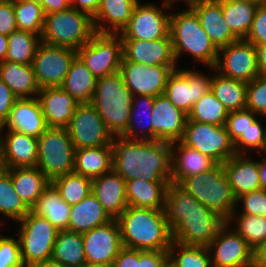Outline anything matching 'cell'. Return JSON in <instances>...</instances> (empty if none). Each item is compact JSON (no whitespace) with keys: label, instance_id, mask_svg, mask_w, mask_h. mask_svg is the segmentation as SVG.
Here are the masks:
<instances>
[{"label":"cell","instance_id":"cell-1","mask_svg":"<svg viewBox=\"0 0 266 267\" xmlns=\"http://www.w3.org/2000/svg\"><path fill=\"white\" fill-rule=\"evenodd\" d=\"M174 241L184 245L208 246L226 223L177 183H169L164 207Z\"/></svg>","mask_w":266,"mask_h":267},{"label":"cell","instance_id":"cell-2","mask_svg":"<svg viewBox=\"0 0 266 267\" xmlns=\"http://www.w3.org/2000/svg\"><path fill=\"white\" fill-rule=\"evenodd\" d=\"M112 169L125 181L144 178L171 183V143L113 137Z\"/></svg>","mask_w":266,"mask_h":267},{"label":"cell","instance_id":"cell-3","mask_svg":"<svg viewBox=\"0 0 266 267\" xmlns=\"http://www.w3.org/2000/svg\"><path fill=\"white\" fill-rule=\"evenodd\" d=\"M122 245L137 250L168 251L173 241L164 209L128 206L117 218Z\"/></svg>","mask_w":266,"mask_h":267},{"label":"cell","instance_id":"cell-4","mask_svg":"<svg viewBox=\"0 0 266 267\" xmlns=\"http://www.w3.org/2000/svg\"><path fill=\"white\" fill-rule=\"evenodd\" d=\"M132 100L133 94L125 85L120 71L97 79L91 103L113 137L126 131Z\"/></svg>","mask_w":266,"mask_h":267},{"label":"cell","instance_id":"cell-5","mask_svg":"<svg viewBox=\"0 0 266 267\" xmlns=\"http://www.w3.org/2000/svg\"><path fill=\"white\" fill-rule=\"evenodd\" d=\"M187 8L170 15L169 34L175 60L177 62L181 53L187 52L212 69L217 62L219 50L201 27L196 13L189 6Z\"/></svg>","mask_w":266,"mask_h":267},{"label":"cell","instance_id":"cell-6","mask_svg":"<svg viewBox=\"0 0 266 267\" xmlns=\"http://www.w3.org/2000/svg\"><path fill=\"white\" fill-rule=\"evenodd\" d=\"M179 185L226 222L230 223L236 217L237 201L223 164H217L211 170L185 178Z\"/></svg>","mask_w":266,"mask_h":267},{"label":"cell","instance_id":"cell-7","mask_svg":"<svg viewBox=\"0 0 266 267\" xmlns=\"http://www.w3.org/2000/svg\"><path fill=\"white\" fill-rule=\"evenodd\" d=\"M96 33L93 18L72 7L61 12L45 14L41 42L80 49Z\"/></svg>","mask_w":266,"mask_h":267},{"label":"cell","instance_id":"cell-8","mask_svg":"<svg viewBox=\"0 0 266 267\" xmlns=\"http://www.w3.org/2000/svg\"><path fill=\"white\" fill-rule=\"evenodd\" d=\"M37 140L36 167L50 180L74 171L75 147L67 128L48 127Z\"/></svg>","mask_w":266,"mask_h":267},{"label":"cell","instance_id":"cell-9","mask_svg":"<svg viewBox=\"0 0 266 267\" xmlns=\"http://www.w3.org/2000/svg\"><path fill=\"white\" fill-rule=\"evenodd\" d=\"M19 244L25 267L52 258L54 243L59 230L51 222L30 211L21 221Z\"/></svg>","mask_w":266,"mask_h":267},{"label":"cell","instance_id":"cell-10","mask_svg":"<svg viewBox=\"0 0 266 267\" xmlns=\"http://www.w3.org/2000/svg\"><path fill=\"white\" fill-rule=\"evenodd\" d=\"M77 56L96 79L120 71L123 44L120 34L95 33L91 40L77 50Z\"/></svg>","mask_w":266,"mask_h":267},{"label":"cell","instance_id":"cell-11","mask_svg":"<svg viewBox=\"0 0 266 267\" xmlns=\"http://www.w3.org/2000/svg\"><path fill=\"white\" fill-rule=\"evenodd\" d=\"M180 141L210 157L217 164H223L236 155L233 141L225 126L187 121Z\"/></svg>","mask_w":266,"mask_h":267},{"label":"cell","instance_id":"cell-12","mask_svg":"<svg viewBox=\"0 0 266 267\" xmlns=\"http://www.w3.org/2000/svg\"><path fill=\"white\" fill-rule=\"evenodd\" d=\"M76 57L73 48L41 42L32 64L40 88L60 87Z\"/></svg>","mask_w":266,"mask_h":267},{"label":"cell","instance_id":"cell-13","mask_svg":"<svg viewBox=\"0 0 266 267\" xmlns=\"http://www.w3.org/2000/svg\"><path fill=\"white\" fill-rule=\"evenodd\" d=\"M66 128L75 149L112 145L113 136L92 103L79 104Z\"/></svg>","mask_w":266,"mask_h":267},{"label":"cell","instance_id":"cell-14","mask_svg":"<svg viewBox=\"0 0 266 267\" xmlns=\"http://www.w3.org/2000/svg\"><path fill=\"white\" fill-rule=\"evenodd\" d=\"M213 69L224 77L246 83L261 75L255 46L245 39H238L219 49Z\"/></svg>","mask_w":266,"mask_h":267},{"label":"cell","instance_id":"cell-15","mask_svg":"<svg viewBox=\"0 0 266 267\" xmlns=\"http://www.w3.org/2000/svg\"><path fill=\"white\" fill-rule=\"evenodd\" d=\"M212 77L198 71L175 69L169 75L164 95L187 115L193 105L211 90Z\"/></svg>","mask_w":266,"mask_h":267},{"label":"cell","instance_id":"cell-16","mask_svg":"<svg viewBox=\"0 0 266 267\" xmlns=\"http://www.w3.org/2000/svg\"><path fill=\"white\" fill-rule=\"evenodd\" d=\"M226 222L207 246L213 252L212 267H255V252L235 229L227 231Z\"/></svg>","mask_w":266,"mask_h":267},{"label":"cell","instance_id":"cell-17","mask_svg":"<svg viewBox=\"0 0 266 267\" xmlns=\"http://www.w3.org/2000/svg\"><path fill=\"white\" fill-rule=\"evenodd\" d=\"M176 66H161L122 61L120 72L124 83L133 96L148 95L156 97L164 94L169 75Z\"/></svg>","mask_w":266,"mask_h":267},{"label":"cell","instance_id":"cell-18","mask_svg":"<svg viewBox=\"0 0 266 267\" xmlns=\"http://www.w3.org/2000/svg\"><path fill=\"white\" fill-rule=\"evenodd\" d=\"M170 15L154 4L135 5L131 19L121 31V39L152 41L169 35Z\"/></svg>","mask_w":266,"mask_h":267},{"label":"cell","instance_id":"cell-19","mask_svg":"<svg viewBox=\"0 0 266 267\" xmlns=\"http://www.w3.org/2000/svg\"><path fill=\"white\" fill-rule=\"evenodd\" d=\"M86 262L113 265L120 249L121 229L117 219L82 234Z\"/></svg>","mask_w":266,"mask_h":267},{"label":"cell","instance_id":"cell-20","mask_svg":"<svg viewBox=\"0 0 266 267\" xmlns=\"http://www.w3.org/2000/svg\"><path fill=\"white\" fill-rule=\"evenodd\" d=\"M152 140L180 141L188 115L176 108L164 95L154 97L152 111Z\"/></svg>","mask_w":266,"mask_h":267},{"label":"cell","instance_id":"cell-21","mask_svg":"<svg viewBox=\"0 0 266 267\" xmlns=\"http://www.w3.org/2000/svg\"><path fill=\"white\" fill-rule=\"evenodd\" d=\"M123 59L146 66H176L170 34L165 38L152 41L122 39Z\"/></svg>","mask_w":266,"mask_h":267},{"label":"cell","instance_id":"cell-22","mask_svg":"<svg viewBox=\"0 0 266 267\" xmlns=\"http://www.w3.org/2000/svg\"><path fill=\"white\" fill-rule=\"evenodd\" d=\"M201 27L219 50L239 38L231 31L222 13V0H202L189 5Z\"/></svg>","mask_w":266,"mask_h":267},{"label":"cell","instance_id":"cell-23","mask_svg":"<svg viewBox=\"0 0 266 267\" xmlns=\"http://www.w3.org/2000/svg\"><path fill=\"white\" fill-rule=\"evenodd\" d=\"M7 131V135L5 134L3 138L0 133L4 169L36 167L38 162L37 138L14 130Z\"/></svg>","mask_w":266,"mask_h":267},{"label":"cell","instance_id":"cell-24","mask_svg":"<svg viewBox=\"0 0 266 267\" xmlns=\"http://www.w3.org/2000/svg\"><path fill=\"white\" fill-rule=\"evenodd\" d=\"M5 126L8 130L38 138L48 128V125L37 97L17 99L7 120L0 126V133Z\"/></svg>","mask_w":266,"mask_h":267},{"label":"cell","instance_id":"cell-25","mask_svg":"<svg viewBox=\"0 0 266 267\" xmlns=\"http://www.w3.org/2000/svg\"><path fill=\"white\" fill-rule=\"evenodd\" d=\"M92 193L112 219L128 207L126 181L113 169L92 179Z\"/></svg>","mask_w":266,"mask_h":267},{"label":"cell","instance_id":"cell-26","mask_svg":"<svg viewBox=\"0 0 266 267\" xmlns=\"http://www.w3.org/2000/svg\"><path fill=\"white\" fill-rule=\"evenodd\" d=\"M37 99L48 127L66 128L79 103L61 87L41 88Z\"/></svg>","mask_w":266,"mask_h":267},{"label":"cell","instance_id":"cell-27","mask_svg":"<svg viewBox=\"0 0 266 267\" xmlns=\"http://www.w3.org/2000/svg\"><path fill=\"white\" fill-rule=\"evenodd\" d=\"M216 165L210 157L184 145L181 141L171 142L172 183L180 184L185 178L211 170Z\"/></svg>","mask_w":266,"mask_h":267},{"label":"cell","instance_id":"cell-28","mask_svg":"<svg viewBox=\"0 0 266 267\" xmlns=\"http://www.w3.org/2000/svg\"><path fill=\"white\" fill-rule=\"evenodd\" d=\"M223 168L236 198L244 193L262 189L259 161L236 154L223 163Z\"/></svg>","mask_w":266,"mask_h":267},{"label":"cell","instance_id":"cell-29","mask_svg":"<svg viewBox=\"0 0 266 267\" xmlns=\"http://www.w3.org/2000/svg\"><path fill=\"white\" fill-rule=\"evenodd\" d=\"M137 3L138 0H101L100 7L93 17L95 31L120 34L129 23ZM107 23H110V27L105 26Z\"/></svg>","mask_w":266,"mask_h":267},{"label":"cell","instance_id":"cell-30","mask_svg":"<svg viewBox=\"0 0 266 267\" xmlns=\"http://www.w3.org/2000/svg\"><path fill=\"white\" fill-rule=\"evenodd\" d=\"M0 79L10 88L18 98H32L38 96L40 86L37 82L33 65L15 61L0 63Z\"/></svg>","mask_w":266,"mask_h":267},{"label":"cell","instance_id":"cell-31","mask_svg":"<svg viewBox=\"0 0 266 267\" xmlns=\"http://www.w3.org/2000/svg\"><path fill=\"white\" fill-rule=\"evenodd\" d=\"M113 220L91 192L81 202L72 205L68 230L85 233Z\"/></svg>","mask_w":266,"mask_h":267},{"label":"cell","instance_id":"cell-32","mask_svg":"<svg viewBox=\"0 0 266 267\" xmlns=\"http://www.w3.org/2000/svg\"><path fill=\"white\" fill-rule=\"evenodd\" d=\"M5 170L11 175L15 192L30 209L51 183V180L38 167Z\"/></svg>","mask_w":266,"mask_h":267},{"label":"cell","instance_id":"cell-33","mask_svg":"<svg viewBox=\"0 0 266 267\" xmlns=\"http://www.w3.org/2000/svg\"><path fill=\"white\" fill-rule=\"evenodd\" d=\"M168 185V182H150L144 178L126 181L128 206L164 209Z\"/></svg>","mask_w":266,"mask_h":267},{"label":"cell","instance_id":"cell-34","mask_svg":"<svg viewBox=\"0 0 266 267\" xmlns=\"http://www.w3.org/2000/svg\"><path fill=\"white\" fill-rule=\"evenodd\" d=\"M112 145L75 149L74 173L91 179L112 170Z\"/></svg>","mask_w":266,"mask_h":267},{"label":"cell","instance_id":"cell-35","mask_svg":"<svg viewBox=\"0 0 266 267\" xmlns=\"http://www.w3.org/2000/svg\"><path fill=\"white\" fill-rule=\"evenodd\" d=\"M97 79L77 56L60 86L79 104L91 103Z\"/></svg>","mask_w":266,"mask_h":267},{"label":"cell","instance_id":"cell-36","mask_svg":"<svg viewBox=\"0 0 266 267\" xmlns=\"http://www.w3.org/2000/svg\"><path fill=\"white\" fill-rule=\"evenodd\" d=\"M70 210L71 205L60 197L51 183L31 208L33 213L48 219L59 231L68 230Z\"/></svg>","mask_w":266,"mask_h":267},{"label":"cell","instance_id":"cell-37","mask_svg":"<svg viewBox=\"0 0 266 267\" xmlns=\"http://www.w3.org/2000/svg\"><path fill=\"white\" fill-rule=\"evenodd\" d=\"M52 259L66 267H81L86 262L82 233L70 230L59 231L54 243Z\"/></svg>","mask_w":266,"mask_h":267},{"label":"cell","instance_id":"cell-38","mask_svg":"<svg viewBox=\"0 0 266 267\" xmlns=\"http://www.w3.org/2000/svg\"><path fill=\"white\" fill-rule=\"evenodd\" d=\"M211 91L228 112L246 109L247 83L215 74L212 77Z\"/></svg>","mask_w":266,"mask_h":267},{"label":"cell","instance_id":"cell-39","mask_svg":"<svg viewBox=\"0 0 266 267\" xmlns=\"http://www.w3.org/2000/svg\"><path fill=\"white\" fill-rule=\"evenodd\" d=\"M258 5L241 0H222V13L231 31L245 39L250 31Z\"/></svg>","mask_w":266,"mask_h":267},{"label":"cell","instance_id":"cell-40","mask_svg":"<svg viewBox=\"0 0 266 267\" xmlns=\"http://www.w3.org/2000/svg\"><path fill=\"white\" fill-rule=\"evenodd\" d=\"M138 98V99H137ZM153 103H154V97L148 96V95H138V96H133L132 100V106H131V114H130V120L128 127L126 131L121 135V137L129 139V140H152V111H153ZM138 107V108H137ZM140 107V108H139ZM141 108H145L143 111H140ZM146 111V112H145ZM146 113V115H145ZM142 117L138 119L135 123V118L137 117ZM147 119V122L146 119ZM143 118L145 119L143 121ZM147 123L146 126H143L141 130V135L138 133L139 129H136L138 125ZM144 130V132H142ZM137 136V137H136Z\"/></svg>","mask_w":266,"mask_h":267},{"label":"cell","instance_id":"cell-41","mask_svg":"<svg viewBox=\"0 0 266 267\" xmlns=\"http://www.w3.org/2000/svg\"><path fill=\"white\" fill-rule=\"evenodd\" d=\"M40 43L41 37L38 34L19 29L13 31L8 36V50L4 62L15 61L32 65Z\"/></svg>","mask_w":266,"mask_h":267},{"label":"cell","instance_id":"cell-42","mask_svg":"<svg viewBox=\"0 0 266 267\" xmlns=\"http://www.w3.org/2000/svg\"><path fill=\"white\" fill-rule=\"evenodd\" d=\"M168 252L169 267H212V253L207 246L184 245L173 240Z\"/></svg>","mask_w":266,"mask_h":267},{"label":"cell","instance_id":"cell-43","mask_svg":"<svg viewBox=\"0 0 266 267\" xmlns=\"http://www.w3.org/2000/svg\"><path fill=\"white\" fill-rule=\"evenodd\" d=\"M51 184L71 206L81 202L92 192V179L74 172L52 179Z\"/></svg>","mask_w":266,"mask_h":267},{"label":"cell","instance_id":"cell-44","mask_svg":"<svg viewBox=\"0 0 266 267\" xmlns=\"http://www.w3.org/2000/svg\"><path fill=\"white\" fill-rule=\"evenodd\" d=\"M229 112L210 90L192 107L187 121L225 126Z\"/></svg>","mask_w":266,"mask_h":267},{"label":"cell","instance_id":"cell-45","mask_svg":"<svg viewBox=\"0 0 266 267\" xmlns=\"http://www.w3.org/2000/svg\"><path fill=\"white\" fill-rule=\"evenodd\" d=\"M30 211L31 209L15 192L11 175L4 169L0 173V213L19 222Z\"/></svg>","mask_w":266,"mask_h":267},{"label":"cell","instance_id":"cell-46","mask_svg":"<svg viewBox=\"0 0 266 267\" xmlns=\"http://www.w3.org/2000/svg\"><path fill=\"white\" fill-rule=\"evenodd\" d=\"M16 15L17 28L22 31L38 34L43 32L45 13L39 3L12 0Z\"/></svg>","mask_w":266,"mask_h":267},{"label":"cell","instance_id":"cell-47","mask_svg":"<svg viewBox=\"0 0 266 267\" xmlns=\"http://www.w3.org/2000/svg\"><path fill=\"white\" fill-rule=\"evenodd\" d=\"M236 232L256 253L266 242V216L242 214L237 218Z\"/></svg>","mask_w":266,"mask_h":267},{"label":"cell","instance_id":"cell-48","mask_svg":"<svg viewBox=\"0 0 266 267\" xmlns=\"http://www.w3.org/2000/svg\"><path fill=\"white\" fill-rule=\"evenodd\" d=\"M256 119L234 142V149L238 155H246L247 149L266 151V127ZM247 147V148H246Z\"/></svg>","mask_w":266,"mask_h":267},{"label":"cell","instance_id":"cell-49","mask_svg":"<svg viewBox=\"0 0 266 267\" xmlns=\"http://www.w3.org/2000/svg\"><path fill=\"white\" fill-rule=\"evenodd\" d=\"M246 109L266 116V75H259L247 83Z\"/></svg>","mask_w":266,"mask_h":267},{"label":"cell","instance_id":"cell-50","mask_svg":"<svg viewBox=\"0 0 266 267\" xmlns=\"http://www.w3.org/2000/svg\"><path fill=\"white\" fill-rule=\"evenodd\" d=\"M256 115L248 109L229 112L225 127L233 142L257 119Z\"/></svg>","mask_w":266,"mask_h":267},{"label":"cell","instance_id":"cell-51","mask_svg":"<svg viewBox=\"0 0 266 267\" xmlns=\"http://www.w3.org/2000/svg\"><path fill=\"white\" fill-rule=\"evenodd\" d=\"M0 267H25L21 258L19 239L0 237Z\"/></svg>","mask_w":266,"mask_h":267},{"label":"cell","instance_id":"cell-52","mask_svg":"<svg viewBox=\"0 0 266 267\" xmlns=\"http://www.w3.org/2000/svg\"><path fill=\"white\" fill-rule=\"evenodd\" d=\"M236 201L242 202V214L266 216V189L244 193L237 197Z\"/></svg>","mask_w":266,"mask_h":267},{"label":"cell","instance_id":"cell-53","mask_svg":"<svg viewBox=\"0 0 266 267\" xmlns=\"http://www.w3.org/2000/svg\"><path fill=\"white\" fill-rule=\"evenodd\" d=\"M245 40L255 45L266 44V5L258 6Z\"/></svg>","mask_w":266,"mask_h":267},{"label":"cell","instance_id":"cell-54","mask_svg":"<svg viewBox=\"0 0 266 267\" xmlns=\"http://www.w3.org/2000/svg\"><path fill=\"white\" fill-rule=\"evenodd\" d=\"M17 29L12 0H0V34L9 36Z\"/></svg>","mask_w":266,"mask_h":267},{"label":"cell","instance_id":"cell-55","mask_svg":"<svg viewBox=\"0 0 266 267\" xmlns=\"http://www.w3.org/2000/svg\"><path fill=\"white\" fill-rule=\"evenodd\" d=\"M138 267H169V252L138 250Z\"/></svg>","mask_w":266,"mask_h":267},{"label":"cell","instance_id":"cell-56","mask_svg":"<svg viewBox=\"0 0 266 267\" xmlns=\"http://www.w3.org/2000/svg\"><path fill=\"white\" fill-rule=\"evenodd\" d=\"M17 99L10 88L0 79V126L7 120Z\"/></svg>","mask_w":266,"mask_h":267},{"label":"cell","instance_id":"cell-57","mask_svg":"<svg viewBox=\"0 0 266 267\" xmlns=\"http://www.w3.org/2000/svg\"><path fill=\"white\" fill-rule=\"evenodd\" d=\"M113 267H138V250L123 246L114 259Z\"/></svg>","mask_w":266,"mask_h":267},{"label":"cell","instance_id":"cell-58","mask_svg":"<svg viewBox=\"0 0 266 267\" xmlns=\"http://www.w3.org/2000/svg\"><path fill=\"white\" fill-rule=\"evenodd\" d=\"M101 4V0H71V7L89 14L92 18L95 16ZM79 5V7L77 6ZM81 8V9H80Z\"/></svg>","mask_w":266,"mask_h":267},{"label":"cell","instance_id":"cell-59","mask_svg":"<svg viewBox=\"0 0 266 267\" xmlns=\"http://www.w3.org/2000/svg\"><path fill=\"white\" fill-rule=\"evenodd\" d=\"M45 14L61 12L71 7V0H41Z\"/></svg>","mask_w":266,"mask_h":267},{"label":"cell","instance_id":"cell-60","mask_svg":"<svg viewBox=\"0 0 266 267\" xmlns=\"http://www.w3.org/2000/svg\"><path fill=\"white\" fill-rule=\"evenodd\" d=\"M258 69L261 75H266V44L255 45Z\"/></svg>","mask_w":266,"mask_h":267},{"label":"cell","instance_id":"cell-61","mask_svg":"<svg viewBox=\"0 0 266 267\" xmlns=\"http://www.w3.org/2000/svg\"><path fill=\"white\" fill-rule=\"evenodd\" d=\"M255 267H266V242L255 253Z\"/></svg>","mask_w":266,"mask_h":267},{"label":"cell","instance_id":"cell-62","mask_svg":"<svg viewBox=\"0 0 266 267\" xmlns=\"http://www.w3.org/2000/svg\"><path fill=\"white\" fill-rule=\"evenodd\" d=\"M8 50V36L0 34V63L4 62Z\"/></svg>","mask_w":266,"mask_h":267},{"label":"cell","instance_id":"cell-63","mask_svg":"<svg viewBox=\"0 0 266 267\" xmlns=\"http://www.w3.org/2000/svg\"><path fill=\"white\" fill-rule=\"evenodd\" d=\"M259 173H260V182L262 189H266V158L262 161H259Z\"/></svg>","mask_w":266,"mask_h":267},{"label":"cell","instance_id":"cell-64","mask_svg":"<svg viewBox=\"0 0 266 267\" xmlns=\"http://www.w3.org/2000/svg\"><path fill=\"white\" fill-rule=\"evenodd\" d=\"M31 267H66L62 263L51 259L35 263Z\"/></svg>","mask_w":266,"mask_h":267},{"label":"cell","instance_id":"cell-65","mask_svg":"<svg viewBox=\"0 0 266 267\" xmlns=\"http://www.w3.org/2000/svg\"><path fill=\"white\" fill-rule=\"evenodd\" d=\"M176 1H180V0H164V3H163V7L164 9H168L171 7V5L173 4V2H176ZM181 1H185L187 6H189L190 4L192 3H195V2H198V1H202V0H181Z\"/></svg>","mask_w":266,"mask_h":267},{"label":"cell","instance_id":"cell-66","mask_svg":"<svg viewBox=\"0 0 266 267\" xmlns=\"http://www.w3.org/2000/svg\"><path fill=\"white\" fill-rule=\"evenodd\" d=\"M81 267H113V265L85 262Z\"/></svg>","mask_w":266,"mask_h":267},{"label":"cell","instance_id":"cell-67","mask_svg":"<svg viewBox=\"0 0 266 267\" xmlns=\"http://www.w3.org/2000/svg\"><path fill=\"white\" fill-rule=\"evenodd\" d=\"M241 1H248V2H252L258 6H264L266 5V0H241Z\"/></svg>","mask_w":266,"mask_h":267},{"label":"cell","instance_id":"cell-68","mask_svg":"<svg viewBox=\"0 0 266 267\" xmlns=\"http://www.w3.org/2000/svg\"><path fill=\"white\" fill-rule=\"evenodd\" d=\"M4 170L3 162H2V153H1V148H0V171Z\"/></svg>","mask_w":266,"mask_h":267},{"label":"cell","instance_id":"cell-69","mask_svg":"<svg viewBox=\"0 0 266 267\" xmlns=\"http://www.w3.org/2000/svg\"><path fill=\"white\" fill-rule=\"evenodd\" d=\"M21 1H26V2H34V3H39L41 4V0H21Z\"/></svg>","mask_w":266,"mask_h":267}]
</instances>
